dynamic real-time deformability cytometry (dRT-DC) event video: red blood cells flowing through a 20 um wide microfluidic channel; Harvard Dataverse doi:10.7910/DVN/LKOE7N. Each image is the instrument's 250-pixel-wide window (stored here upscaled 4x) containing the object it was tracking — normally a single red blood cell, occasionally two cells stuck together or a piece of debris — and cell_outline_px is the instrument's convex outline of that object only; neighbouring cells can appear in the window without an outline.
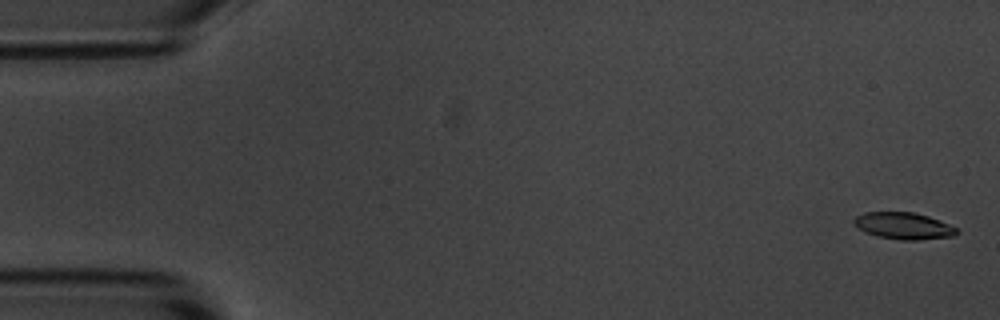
{"species": "common noctule bat (a hibernating species)", "species_latin": "Nyctalus noctula", "temperature_condition": "room temperature", "stored_images_in_passage": 5, "camera_frame_rate_fps": 3000, "um_per_image_px": 0.085, "animal": {"sex": "male", "body_mass_g": 20.1, "forearm_length_mm": 53.5}, "frame": {"image": 1, "passage_image": 1, "time_ms": 0.0, "image_size_px": [1000, 320], "cell_outline_px": [[960, 232], [952, 236], [920, 240], [900, 240], [876, 236], [864, 232], [856, 228], [852, 224], [852, 220], [856, 216], [864, 212], [912, 212], [928, 216], [940, 220], [956, 228]], "centroid_in_image_um": [76.75, 19.2], "position_along_channel_um": 8.3, "area_um2": 16.24}}
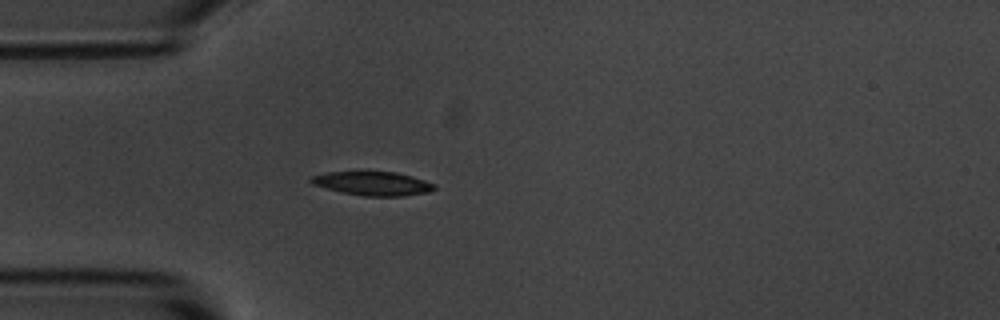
{"frame": {"image": 2, "passage_image": 5, "time_ms": 4.667, "image_size_px": [1000, 320], "cell_outline_px": [[436, 188], [428, 192], [400, 196], [364, 196], [344, 192], [312, 184], [308, 180], [308, 176], [324, 172], [396, 172], [412, 176], [436, 184]], "centroid_in_image_um": [31.66, 15.58], "position_along_channel_um": 53.3, "area_um2": 17.05}}